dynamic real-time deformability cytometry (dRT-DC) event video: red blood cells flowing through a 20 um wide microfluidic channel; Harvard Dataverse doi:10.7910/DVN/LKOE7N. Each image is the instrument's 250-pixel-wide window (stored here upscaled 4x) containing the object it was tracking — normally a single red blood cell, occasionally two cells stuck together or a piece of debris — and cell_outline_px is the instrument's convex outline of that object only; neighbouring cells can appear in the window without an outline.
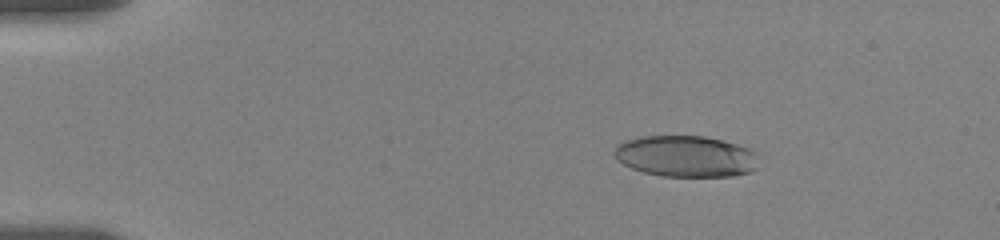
{"species": "human", "species_latin": "Homo sapiens", "temperature_condition": "room temperature", "stored_images_in_passage": 90, "camera_frame_rate_fps": 3000, "um_per_image_px": 0.085, "donor": {"sex": "female"}, "frame": {"image": 1, "passage_image": 18, "time_ms": 3.0, "image_size_px": [1000, 240], "cell_outline_px": [[756, 168], [748, 172], [732, 176], [660, 176], [644, 172], [632, 168], [624, 164], [612, 152], [616, 144], [624, 140], [640, 136], [704, 136], [736, 144], [748, 148], [752, 152]], "centroid_in_image_um": [58.21, 13.27], "position_along_channel_um": 26.8, "area_um2": 34.33}}
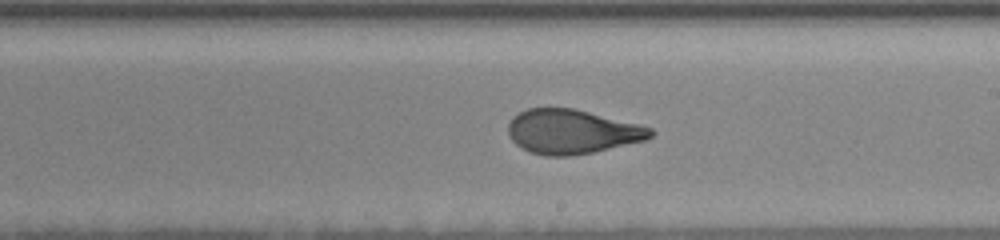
{"frame": {"image": 2, "passage_image": 48, "time_ms": 11.333, "image_size_px": [1000, 240], "cell_outline_px": [[656, 132], [652, 136], [644, 140], [592, 152], [568, 156], [544, 156], [528, 152], [520, 148], [508, 136], [508, 124], [512, 116], [528, 108], [572, 108], [640, 124], [652, 128]], "centroid_in_image_um": [48.58, 11.19], "position_along_channel_um": 240.4, "area_um2": 36.82}}
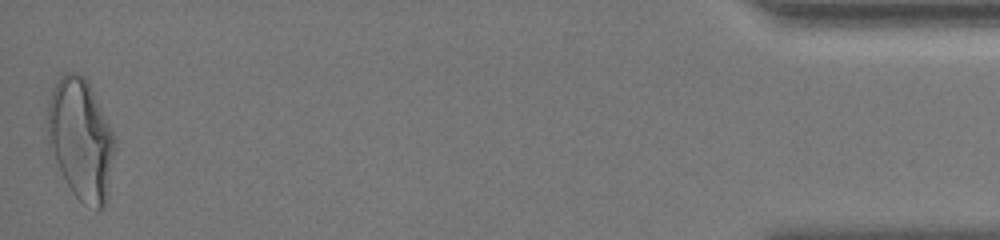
{"frame": {"image": 3, "passage_image": 89, "time_ms": 19.0, "image_size_px": [1000, 240], "cell_outline_px": [[116, 148], [108, 196], [104, 208], [100, 212], [80, 200], [72, 192], [48, 148], [48, 100], [52, 88], [60, 76], [64, 72], [76, 72], [84, 76], [88, 80], [112, 128], [116, 140]], "centroid_in_image_um": [6.9, 11.82], "position_along_channel_um": 428.3, "area_um2": 48.15}, "authors_computed_cell_mechanics": {"area_um2": 37.3677, "velocity_mm_per_s": 3.4992, "shape_relaxation_time_tau1_ms": 6.1648, "shape_relaxation_time_tau2_ms": 1.0687, "deformation_change_tau1": 0.2146, "deformation_change_tau2": 0.0726}}